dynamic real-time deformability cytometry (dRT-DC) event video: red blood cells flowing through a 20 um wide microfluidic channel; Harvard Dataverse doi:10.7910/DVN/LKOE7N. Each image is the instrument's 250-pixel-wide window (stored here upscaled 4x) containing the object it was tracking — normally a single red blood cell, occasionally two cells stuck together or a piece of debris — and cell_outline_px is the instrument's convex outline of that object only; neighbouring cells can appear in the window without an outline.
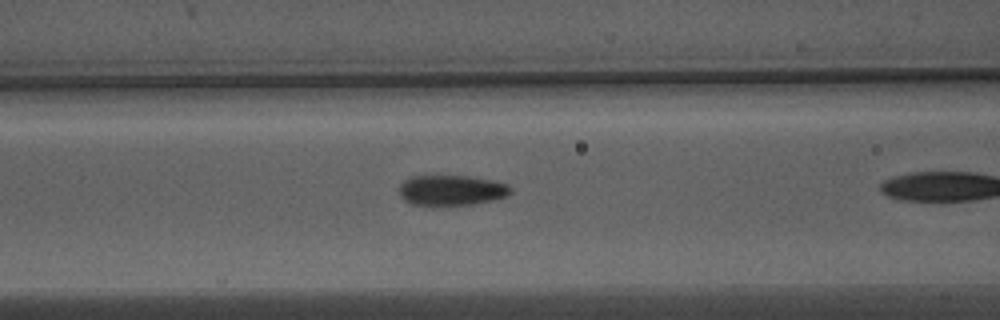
{"species": "Egyptian fruit bat (a non-hibernating species)", "species_latin": "Rousettus aegyptiacus", "temperature_condition": "warm", "stored_images_in_passage": 14, "camera_frame_rate_fps": 3000, "um_per_image_px": 0.085, "animal": {"sex": "male"}, "frame": {"image": 1, "passage_image": 9, "time_ms": 2.667, "image_size_px": [1000, 320], "cell_outline_px": [[512, 192], [508, 196], [492, 200], [472, 204], [412, 204], [404, 200], [400, 196], [400, 184], [408, 176], [468, 176], [492, 180], [508, 184], [512, 188]], "centroid_in_image_um": [38.39, 16.15], "position_along_channel_um": 128.2, "area_um2": 19.54}}
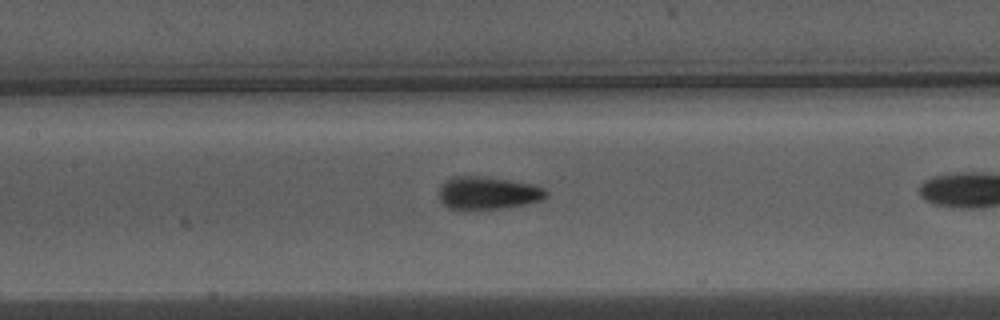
{"frame": {"image": 2, "passage_image": 12, "time_ms": 3.667, "image_size_px": [1000, 320], "cell_outline_px": [[548, 196], [540, 200], [524, 204], [500, 208], [464, 212], [460, 212], [448, 208], [440, 200], [440, 184], [444, 180], [452, 176], [484, 176], [512, 180], [536, 184], [544, 188], [548, 192]], "centroid_in_image_um": [41.43, 16.42], "position_along_channel_um": 166.0, "area_um2": 21.21}}